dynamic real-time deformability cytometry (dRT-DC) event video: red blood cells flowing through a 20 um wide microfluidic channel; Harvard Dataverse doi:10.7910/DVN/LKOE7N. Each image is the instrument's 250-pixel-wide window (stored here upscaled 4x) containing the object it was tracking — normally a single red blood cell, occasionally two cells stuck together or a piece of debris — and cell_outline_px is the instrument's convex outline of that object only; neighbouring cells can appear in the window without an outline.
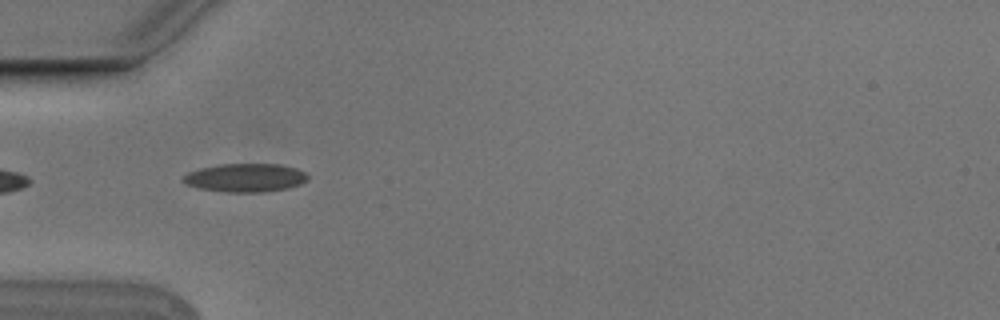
{"species": "Egyptian fruit bat (a non-hibernating species)", "species_latin": "Rousettus aegyptiacus", "temperature_condition": "cold", "stored_images_in_passage": 6, "camera_frame_rate_fps": 3000, "um_per_image_px": 0.085, "animal": {"sex": "male"}, "frame": {"image": 1, "passage_image": 5, "time_ms": 1.333, "image_size_px": [1000, 320], "cell_outline_px": [[308, 180], [300, 184], [288, 188], [264, 192], [224, 192], [200, 188], [184, 184], [180, 180], [188, 172], [200, 168], [220, 164], [280, 164], [296, 168], [304, 172], [308, 176]], "centroid_in_image_um": [20.84, 15.11], "position_along_channel_um": 64.2, "area_um2": 20.75}}